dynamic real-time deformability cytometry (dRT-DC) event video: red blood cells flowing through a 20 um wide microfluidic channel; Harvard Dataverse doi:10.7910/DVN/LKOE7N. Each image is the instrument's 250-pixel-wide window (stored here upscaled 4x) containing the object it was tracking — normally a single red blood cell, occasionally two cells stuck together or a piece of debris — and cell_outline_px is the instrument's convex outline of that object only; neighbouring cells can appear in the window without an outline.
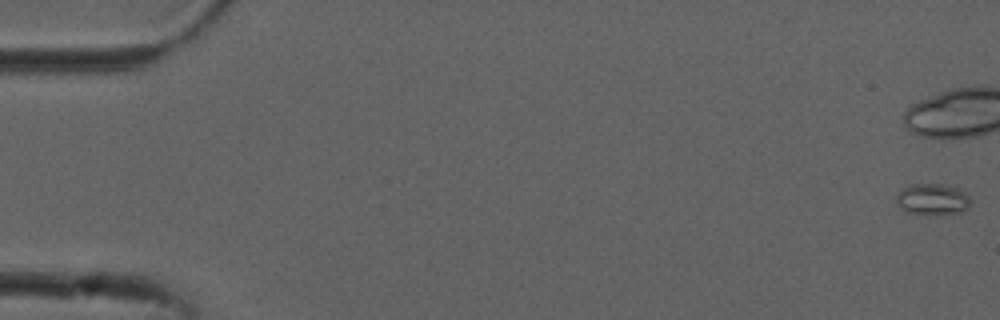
{"species": "common noctule bat (a hibernating species)", "species_latin": "Nyctalus noctula", "temperature_condition": "cold", "stored_images_in_passage": 54, "camera_frame_rate_fps": 3000, "um_per_image_px": 0.085, "animal": {"sex": "male", "forearm_length_mm": 52.5}, "frame": {"image": 1, "passage_image": 1, "time_ms": 0.0, "image_size_px": [1000, 320], "cell_outline_px": [[968, 208], [960, 212], [936, 216], [908, 212], [900, 208], [896, 204], [896, 192], [908, 184], [940, 184], [956, 188], [964, 192], [968, 196]], "centroid_in_image_um": [79.19, 16.95], "position_along_channel_um": 5.8, "area_um2": 13.7}}
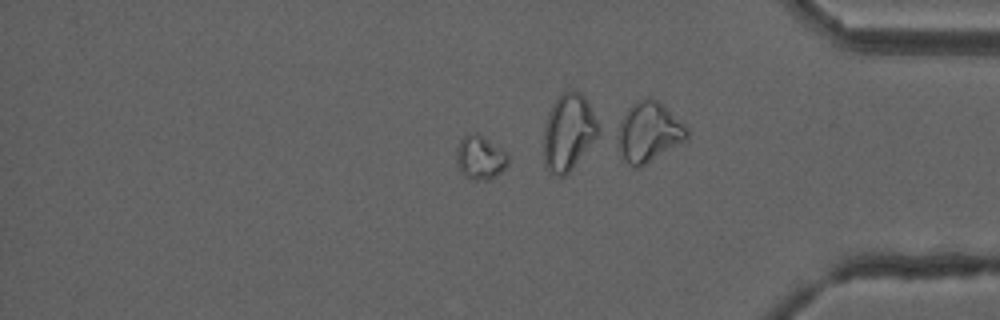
{"frame": {"image": 2, "passage_image": 46, "time_ms": 15.0, "image_size_px": [1000, 320], "cell_outline_px": [[508, 164], [496, 176], [488, 180], [468, 180], [460, 172], [456, 160], [456, 148], [460, 140], [464, 136], [480, 136], [508, 152]], "centroid_in_image_um": [40.8, 13.46], "position_along_channel_um": 394.4, "area_um2": 13.01}}